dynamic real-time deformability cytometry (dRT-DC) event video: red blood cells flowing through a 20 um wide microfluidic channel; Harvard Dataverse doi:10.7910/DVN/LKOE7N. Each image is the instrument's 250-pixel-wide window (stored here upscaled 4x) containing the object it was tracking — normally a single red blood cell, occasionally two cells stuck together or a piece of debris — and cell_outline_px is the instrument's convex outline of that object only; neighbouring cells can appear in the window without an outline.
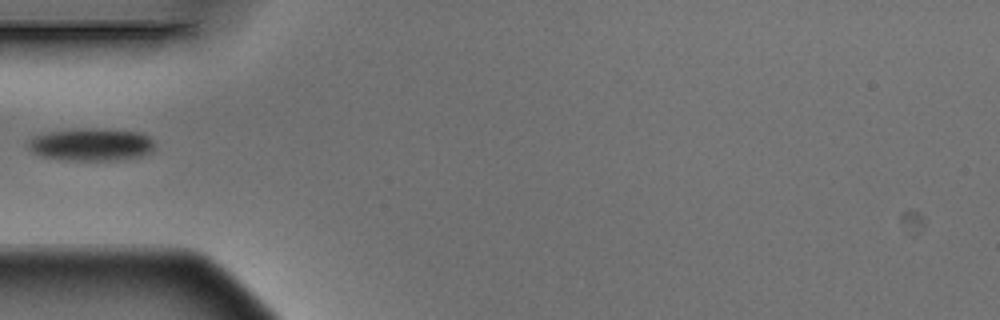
{"species": "Egyptian fruit bat (a non-hibernating species)", "species_latin": "Rousettus aegyptiacus", "temperature_condition": "warm", "stored_images_in_passage": 1, "camera_frame_rate_fps": 3000, "um_per_image_px": 0.085, "animal": {"sex": "male"}, "frame": {"image": 1, "passage_image": 1, "time_ms": 0.0, "image_size_px": [1000, 320], "cell_outline_px": [[156, 144], [152, 152], [144, 156], [120, 160], [64, 160], [40, 156], [32, 152], [28, 144], [28, 140], [36, 136], [48, 132], [80, 128], [96, 128], [140, 132], [148, 136]], "centroid_in_image_um": [7.8, 12.29], "position_along_channel_um": 77.2, "area_um2": 24.28}}